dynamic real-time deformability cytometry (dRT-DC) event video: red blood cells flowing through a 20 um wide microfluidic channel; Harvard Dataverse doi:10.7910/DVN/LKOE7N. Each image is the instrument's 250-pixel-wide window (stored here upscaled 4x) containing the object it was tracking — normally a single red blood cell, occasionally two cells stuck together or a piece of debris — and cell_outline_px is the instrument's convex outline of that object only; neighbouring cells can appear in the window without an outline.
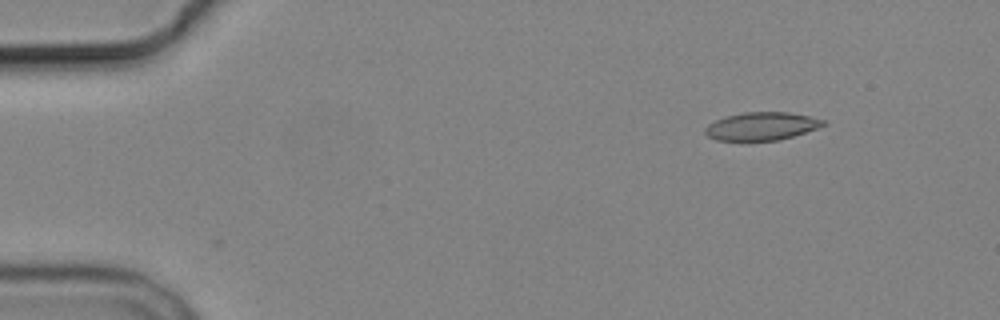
{"species": "common noctule bat (a hibernating species)", "species_latin": "Nyctalus noctula", "temperature_condition": "cold", "stored_images_in_passage": 4, "camera_frame_rate_fps": 3000, "um_per_image_px": 0.085, "animal": {"sex": "male", "body_mass_g": 19.2, "forearm_length_mm": 51.8}, "frame": {"image": 1, "passage_image": 2, "time_ms": 1.0, "image_size_px": [1000, 320], "cell_outline_px": [[828, 124], [780, 140], [716, 140], [708, 136], [704, 132], [704, 128], [708, 124], [724, 116], [744, 112], [788, 112], [808, 116], [824, 120]], "centroid_in_image_um": [64.7, 10.72], "position_along_channel_um": 20.3, "area_um2": 19.13}}
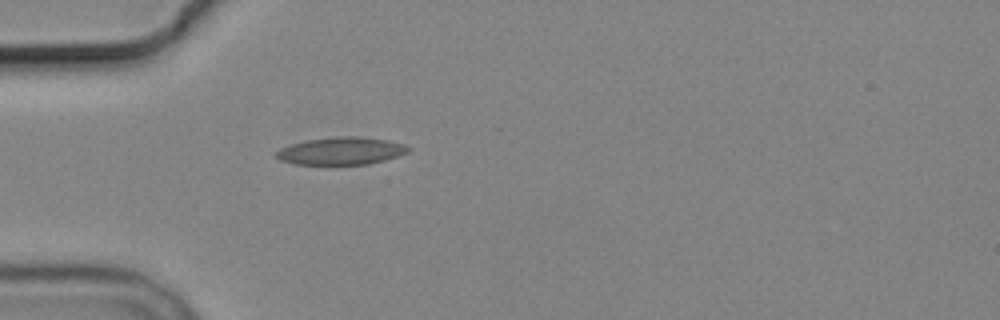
{"frame": {"image": 2, "passage_image": 4, "time_ms": 4.333, "image_size_px": [1000, 320], "cell_outline_px": [[412, 148], [408, 152], [384, 160], [368, 164], [296, 164], [280, 160], [276, 156], [276, 152], [280, 148], [304, 140], [336, 136], [360, 136], [388, 140], [404, 144]], "centroid_in_image_um": [29.01, 12.81], "position_along_channel_um": 56.0, "area_um2": 21.15}}